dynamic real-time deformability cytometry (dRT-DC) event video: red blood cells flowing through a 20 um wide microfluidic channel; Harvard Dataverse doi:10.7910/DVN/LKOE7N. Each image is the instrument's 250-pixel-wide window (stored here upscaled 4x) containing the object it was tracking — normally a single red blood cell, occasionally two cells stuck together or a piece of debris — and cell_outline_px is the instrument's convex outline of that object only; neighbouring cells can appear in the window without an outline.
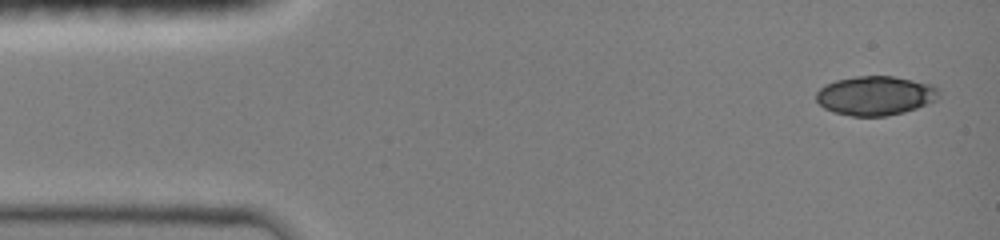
{"species": "common noctule bat (a hibernating species)", "species_latin": "Nyctalus noctula", "temperature_condition": "room temperature", "stored_images_in_passage": 33, "camera_frame_rate_fps": 3000, "um_per_image_px": 0.085, "animal": {"sex": "female", "body_mass_g": 19.0, "forearm_length_mm": 51.5}, "frame": {"image": 1, "passage_image": 1, "time_ms": 0.0, "image_size_px": [1000, 240], "cell_outline_px": [[940, 96], [936, 100], [928, 104], [904, 112], [888, 116], [852, 116], [832, 112], [824, 108], [816, 100], [816, 92], [820, 88], [836, 80], [856, 76], [892, 76], [932, 84], [940, 88]], "centroid_in_image_um": [74.44, 8.13], "position_along_channel_um": 10.6, "area_um2": 28.21}}
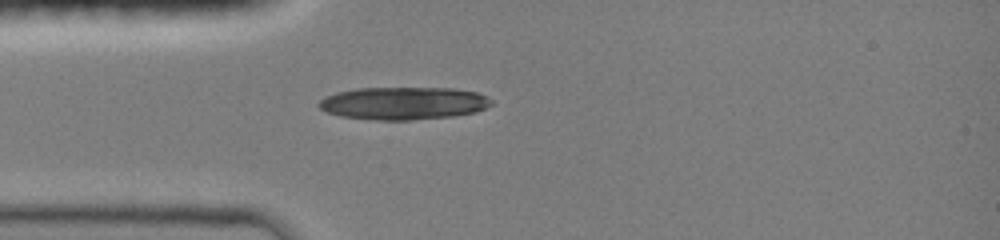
{"frame": {"image": 2, "passage_image": 8, "time_ms": 3.333, "image_size_px": [1000, 240], "cell_outline_px": [[492, 104], [476, 112], [452, 116], [412, 120], [380, 120], [340, 116], [328, 112], [320, 108], [316, 104], [324, 96], [336, 92], [356, 88], [452, 88], [476, 92], [488, 96], [492, 100]], "centroid_in_image_um": [34.28, 8.77], "position_along_channel_um": 50.7, "area_um2": 32.95}}